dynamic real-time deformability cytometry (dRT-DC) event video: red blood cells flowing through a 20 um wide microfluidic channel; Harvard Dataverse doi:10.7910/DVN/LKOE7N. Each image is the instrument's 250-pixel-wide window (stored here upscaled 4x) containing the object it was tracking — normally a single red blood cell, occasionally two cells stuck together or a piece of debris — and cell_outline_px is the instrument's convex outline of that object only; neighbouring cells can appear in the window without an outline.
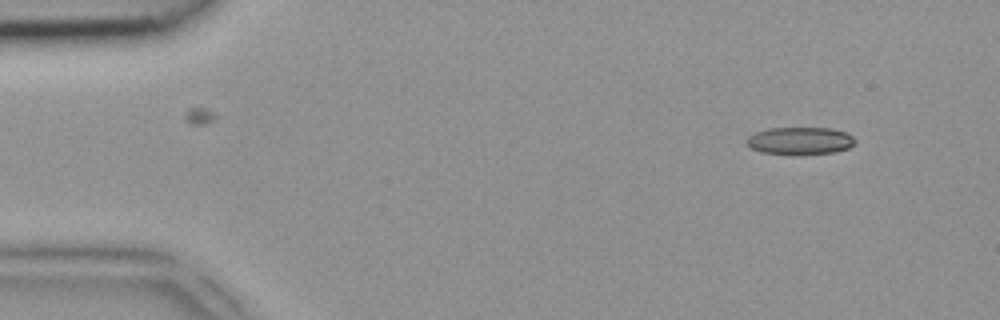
{"species": "common noctule bat (a hibernating species)", "species_latin": "Nyctalus noctula", "temperature_condition": "room temperature", "stored_images_in_passage": 2, "camera_frame_rate_fps": 3000, "um_per_image_px": 0.085, "animal": {"sex": "female", "body_mass_g": 18.4}, "frame": {"image": 1, "passage_image": 2, "time_ms": 0.333, "image_size_px": [1000, 320], "cell_outline_px": [[856, 140], [848, 148], [836, 152], [796, 156], [792, 156], [760, 152], [744, 144], [744, 140], [748, 136], [756, 132], [768, 128], [832, 128], [848, 132]], "centroid_in_image_um": [67.97, 11.99], "position_along_channel_um": 17.0, "area_um2": 17.98}}